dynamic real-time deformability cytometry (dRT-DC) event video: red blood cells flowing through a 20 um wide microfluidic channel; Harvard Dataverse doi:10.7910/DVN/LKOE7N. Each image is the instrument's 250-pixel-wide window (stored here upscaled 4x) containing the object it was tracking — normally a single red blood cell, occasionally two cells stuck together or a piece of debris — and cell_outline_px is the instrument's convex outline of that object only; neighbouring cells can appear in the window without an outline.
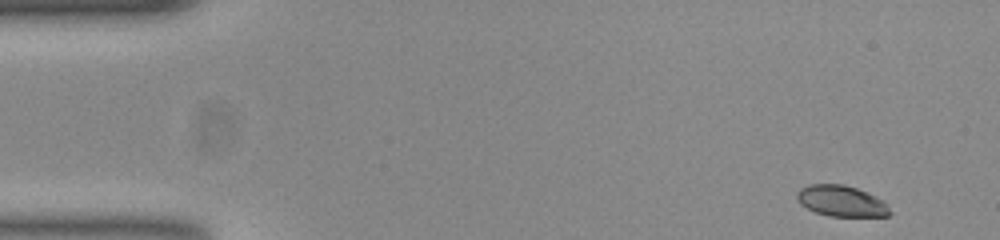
{"species": "common noctule bat (a hibernating species)", "species_latin": "Nyctalus noctula", "temperature_condition": "room temperature", "stored_images_in_passage": 52, "camera_frame_rate_fps": 3000, "um_per_image_px": 0.085, "animal": {"sex": "female", "body_mass_g": 23.0, "forearm_length_mm": 53.4}, "frame": {"image": 1, "passage_image": 1, "time_ms": 0.0, "image_size_px": [1000, 240], "cell_outline_px": [[892, 212], [888, 216], [828, 216], [816, 212], [800, 204], [796, 200], [796, 192], [800, 188], [808, 184], [844, 184], [856, 188], [876, 196], [884, 200], [888, 204]], "centroid_in_image_um": [71.52, 17.08], "position_along_channel_um": 13.5, "area_um2": 16.99}}
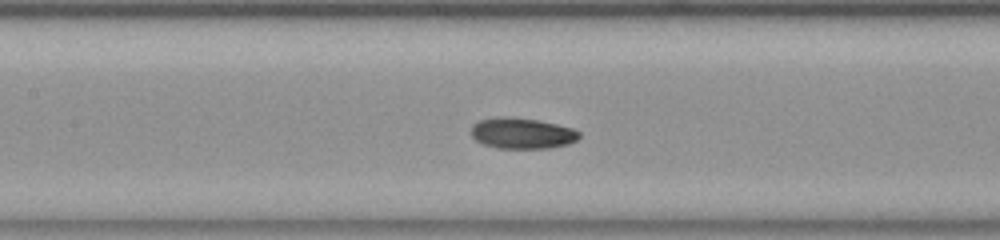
{"frame": {"image": 2, "passage_image": 22, "time_ms": 7.0, "image_size_px": [1000, 240], "cell_outline_px": [[580, 136], [576, 140], [568, 144], [548, 148], [496, 148], [484, 144], [476, 140], [472, 136], [472, 124], [480, 120], [496, 116], [504, 116], [536, 120], [556, 124], [572, 128], [580, 132]], "centroid_in_image_um": [44.36, 11.32], "position_along_channel_um": 163.0, "area_um2": 19.36}}
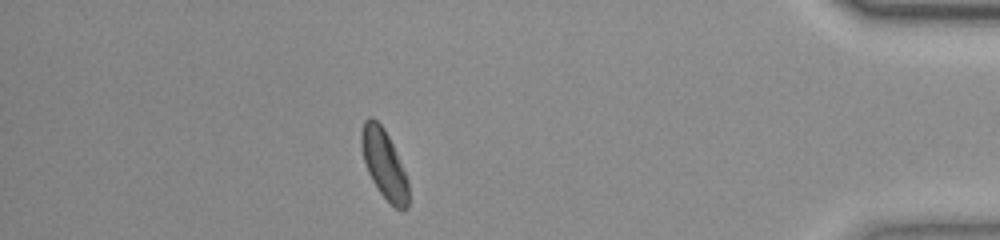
{"frame": {"image": 3, "passage_image": 45, "time_ms": 14.667, "image_size_px": [1000, 240], "cell_outline_px": [[408, 208], [404, 212], [396, 208], [380, 192], [372, 180], [368, 172], [364, 160], [360, 144], [360, 132], [364, 120], [368, 116], [372, 116], [384, 128], [392, 144], [408, 180]], "centroid_in_image_um": [32.63, 13.92], "position_along_channel_um": 402.6, "area_um2": 18.79}, "authors_computed_cell_mechanics": {"area_um2": 19.074, "velocity_mm_per_s": 3.7453, "shape_relaxation_time_tau1_ms": 2.9363, "shape_relaxation_time_tau2_ms": 3.1999, "deformation_change_tau1": 0.1479, "deformation_change_tau2": 0.0737}}